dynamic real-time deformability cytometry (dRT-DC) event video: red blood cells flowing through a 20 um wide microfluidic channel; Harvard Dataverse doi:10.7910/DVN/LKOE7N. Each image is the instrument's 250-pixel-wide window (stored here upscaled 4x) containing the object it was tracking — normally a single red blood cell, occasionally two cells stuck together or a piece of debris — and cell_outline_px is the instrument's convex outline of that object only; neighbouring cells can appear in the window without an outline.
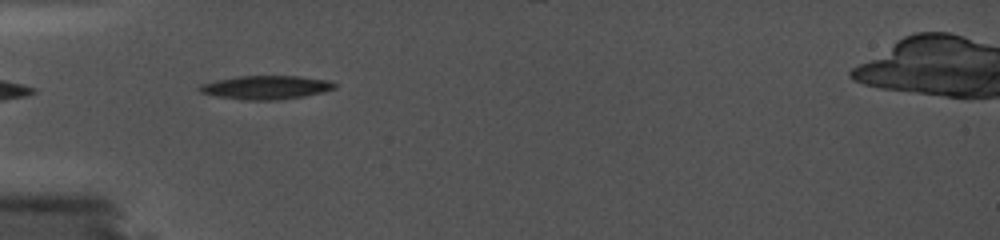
{"species": "common noctule bat (a hibernating species)", "species_latin": "Nyctalus noctula", "temperature_condition": "cold", "stored_images_in_passage": 50, "camera_frame_rate_fps": 5000, "um_per_image_px": 0.085, "animal": {"sex": "female", "body_mass_g": 19.0, "forearm_length_mm": 56.7}, "frame": {"image": 1, "passage_image": 1, "time_ms": 0.0, "image_size_px": [1000, 240], "cell_outline_px": [[336, 88], [324, 92], [304, 96], [280, 100], [244, 100], [216, 96], [200, 92], [196, 88], [200, 84], [216, 80], [236, 76], [296, 76], [328, 80], [336, 84]], "centroid_in_image_um": [22.58, 7.43], "position_along_channel_um": 62.4, "area_um2": 18.73}}
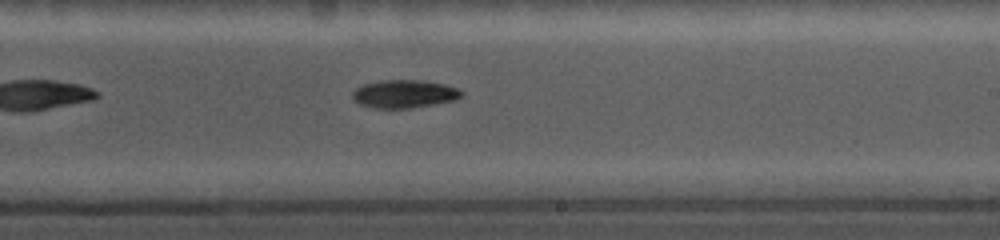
{"frame": {"image": 2, "passage_image": 27, "time_ms": 5.2, "image_size_px": [1000, 240], "cell_outline_px": [[464, 96], [456, 100], [412, 108], [372, 108], [360, 104], [352, 100], [352, 92], [356, 88], [364, 84], [376, 80], [424, 80], [444, 84], [460, 88], [464, 92]], "centroid_in_image_um": [34.39, 7.98], "position_along_channel_um": 254.6, "area_um2": 18.21}}
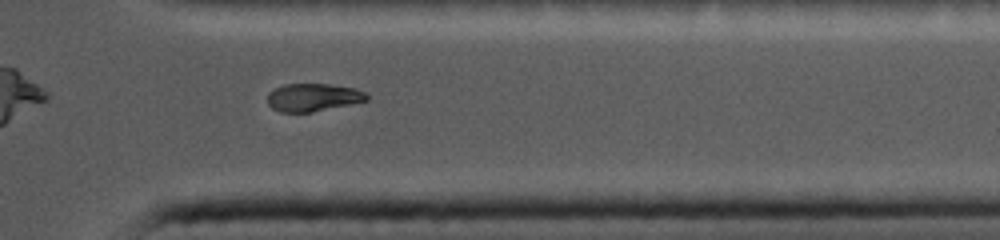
{"frame": {"image": 3, "passage_image": 44, "time_ms": 8.6, "image_size_px": [1000, 240], "cell_outline_px": [[368, 100], [312, 112], [280, 112], [272, 108], [268, 104], [268, 92], [284, 84], [328, 84], [356, 88], [364, 92], [368, 96]], "centroid_in_image_um": [26.59, 8.27], "position_along_channel_um": 384.8, "area_um2": 16.01}}